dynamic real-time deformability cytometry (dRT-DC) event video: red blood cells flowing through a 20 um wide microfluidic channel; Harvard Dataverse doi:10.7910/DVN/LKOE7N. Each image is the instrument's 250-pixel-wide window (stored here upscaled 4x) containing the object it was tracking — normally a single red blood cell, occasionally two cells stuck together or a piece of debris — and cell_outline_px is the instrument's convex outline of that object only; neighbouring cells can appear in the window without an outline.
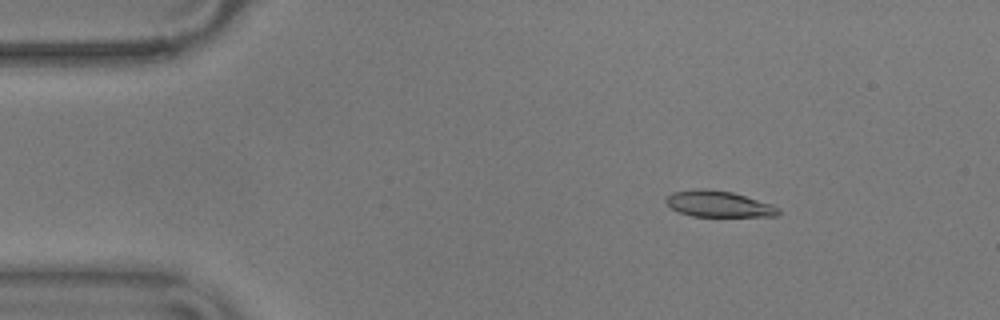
{"species": "common noctule bat (a hibernating species)", "species_latin": "Nyctalus noctula", "temperature_condition": "warm", "stored_images_in_passage": 56, "camera_frame_rate_fps": 3000, "um_per_image_px": 0.085, "animal": {"sex": "male", "body_mass_g": 17.9}, "frame": {"image": 1, "passage_image": 8, "time_ms": 2.333, "image_size_px": [1000, 320], "cell_outline_px": [[780, 212], [776, 216], [692, 216], [680, 212], [672, 208], [664, 200], [672, 192], [700, 188], [708, 188], [732, 192], [772, 204], [780, 208]], "centroid_in_image_um": [61.09, 17.33], "position_along_channel_um": 23.9, "area_um2": 17.05}}
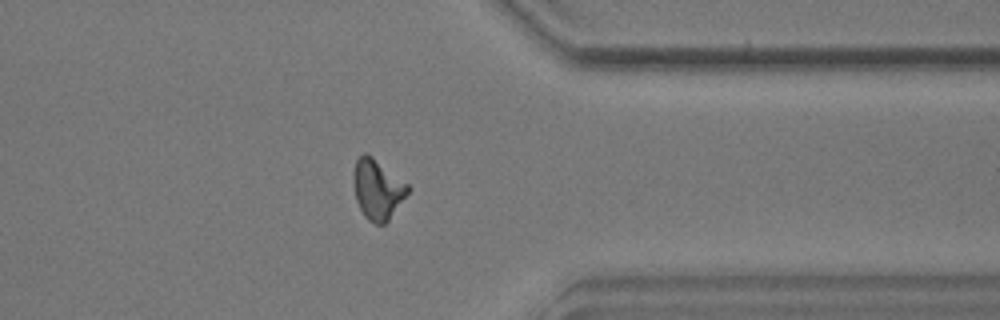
{"frame": {"image": 2, "passage_image": 44, "time_ms": 14.333, "image_size_px": [1000, 320], "cell_outline_px": [[408, 192], [388, 220], [384, 224], [376, 224], [368, 220], [364, 216], [356, 200], [352, 184], [352, 172], [356, 160], [364, 152], [372, 156], [408, 184]], "centroid_in_image_um": [32.03, 16.07], "position_along_channel_um": 379.4, "area_um2": 18.9}}
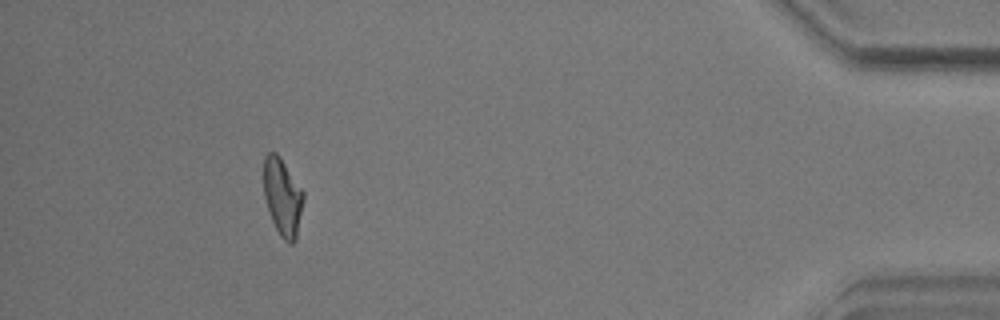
{"frame": {"image": 3, "passage_image": 51, "time_ms": 16.667, "image_size_px": [1000, 320], "cell_outline_px": [[304, 200], [296, 240], [292, 244], [288, 244], [280, 236], [272, 220], [264, 196], [264, 156], [268, 152], [276, 152], [280, 156], [304, 192]], "centroid_in_image_um": [24.03, 16.74], "position_along_channel_um": 411.2, "area_um2": 17.98}, "authors_computed_cell_mechanics": {"area_um2": 18.1492, "velocity_mm_per_s": 3.5936, "shape_relaxation_time_tau1_ms": 3.887, "shape_relaxation_time_tau2_ms": 2.9042, "deformation_change_tau1": 0.1672, "deformation_change_tau2": 0.0842}}